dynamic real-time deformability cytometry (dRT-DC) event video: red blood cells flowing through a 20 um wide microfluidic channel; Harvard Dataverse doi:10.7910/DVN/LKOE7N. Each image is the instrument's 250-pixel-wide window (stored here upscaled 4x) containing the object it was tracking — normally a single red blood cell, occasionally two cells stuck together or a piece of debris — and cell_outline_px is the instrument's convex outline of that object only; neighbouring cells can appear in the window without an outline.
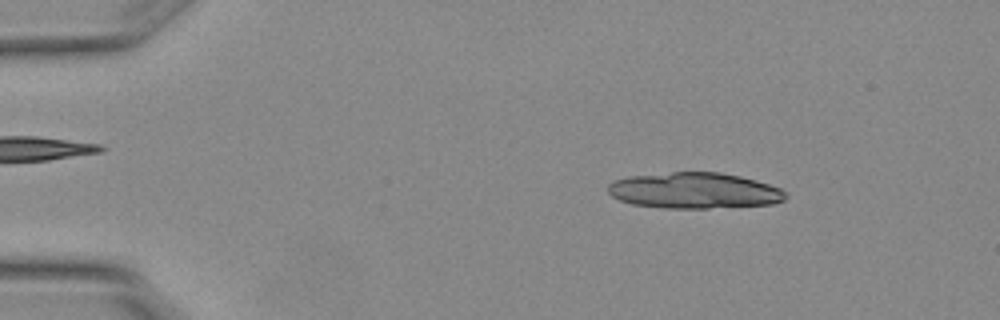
{"species": "Egyptian fruit bat (a non-hibernating species)", "species_latin": "Rousettus aegyptiacus", "temperature_condition": "warm", "stored_images_in_passage": 5, "camera_frame_rate_fps": 3000, "um_per_image_px": 0.085, "animal": {"sex": "female"}, "frame": {"image": 1, "passage_image": 2, "time_ms": 0.333, "image_size_px": [1000, 320], "cell_outline_px": [[788, 196], [784, 200], [772, 204], [708, 208], [664, 208], [632, 204], [620, 200], [612, 196], [608, 192], [608, 184], [612, 180], [628, 176], [672, 172], [720, 172], [740, 176], [756, 180], [780, 188], [788, 192]], "centroid_in_image_um": [59.02, 16.19], "position_along_channel_um": 26.0, "area_um2": 37.4}}
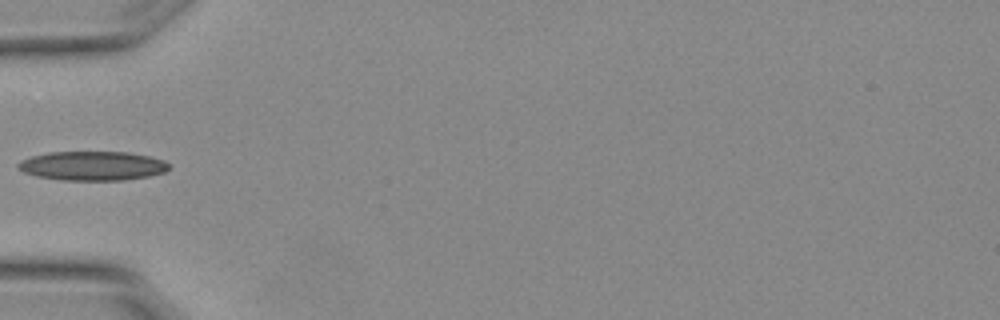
{"frame": {"image": 2, "passage_image": 5, "time_ms": 1.333, "image_size_px": [1000, 320], "cell_outline_px": [[168, 168], [164, 172], [148, 176], [124, 180], [60, 180], [36, 176], [24, 172], [16, 164], [20, 160], [32, 156], [48, 152], [128, 152], [148, 156], [164, 160], [168, 164]], "centroid_in_image_um": [7.83, 14.09], "position_along_channel_um": 77.2, "area_um2": 25.55}}